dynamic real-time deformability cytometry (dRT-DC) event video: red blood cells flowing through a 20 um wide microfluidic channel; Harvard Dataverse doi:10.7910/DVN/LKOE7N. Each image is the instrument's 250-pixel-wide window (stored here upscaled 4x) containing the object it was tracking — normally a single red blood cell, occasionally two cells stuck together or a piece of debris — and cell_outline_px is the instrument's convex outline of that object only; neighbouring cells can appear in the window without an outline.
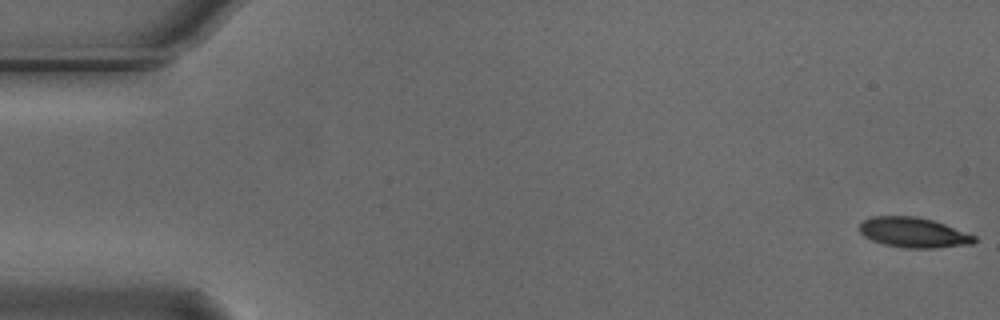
{"species": "Egyptian fruit bat (a non-hibernating species)", "species_latin": "Rousettus aegyptiacus", "temperature_condition": "cold", "stored_images_in_passage": 7, "camera_frame_rate_fps": 3000, "um_per_image_px": 0.085, "animal": {"sex": "male"}, "frame": {"image": 1, "passage_image": 1, "time_ms": 0.0, "image_size_px": [1000, 320], "cell_outline_px": [[976, 240], [972, 244], [936, 248], [904, 248], [884, 244], [872, 240], [864, 236], [860, 232], [860, 224], [864, 220], [872, 216], [916, 216], [932, 220], [944, 224], [976, 236]], "centroid_in_image_um": [77.64, 19.77], "position_along_channel_um": 7.4, "area_um2": 20.06}}